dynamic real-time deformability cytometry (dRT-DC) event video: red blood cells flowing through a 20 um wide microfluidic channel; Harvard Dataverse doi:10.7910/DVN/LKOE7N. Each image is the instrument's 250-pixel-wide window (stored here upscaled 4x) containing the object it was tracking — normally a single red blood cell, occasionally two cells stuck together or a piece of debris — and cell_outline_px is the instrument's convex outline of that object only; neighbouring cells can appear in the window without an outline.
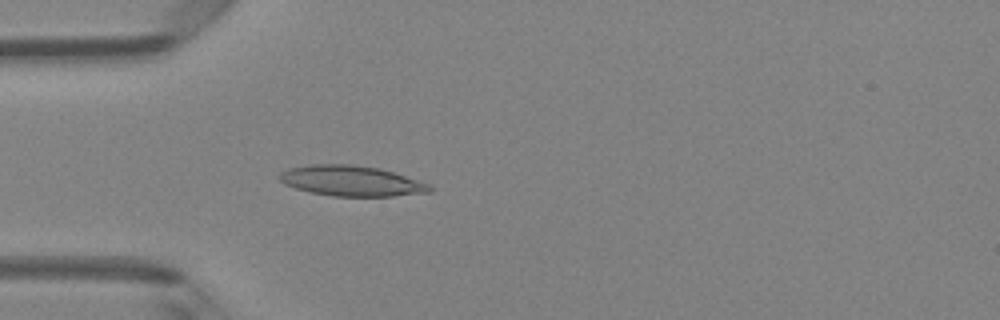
{"species": "Egyptian fruit bat (a non-hibernating species)", "species_latin": "Rousettus aegyptiacus", "temperature_condition": "room temperature", "stored_images_in_passage": 48, "camera_frame_rate_fps": 3000, "um_per_image_px": 0.085, "animal": {"sex": "female"}, "frame": {"image": 1, "passage_image": 13, "time_ms": 4.0, "image_size_px": [1000, 320], "cell_outline_px": [[432, 192], [392, 196], [332, 196], [312, 192], [296, 188], [284, 184], [280, 180], [280, 172], [288, 168], [308, 164], [352, 164], [380, 168], [428, 184], [432, 188]], "centroid_in_image_um": [29.83, 15.37], "position_along_channel_um": 55.2, "area_um2": 26.47}}
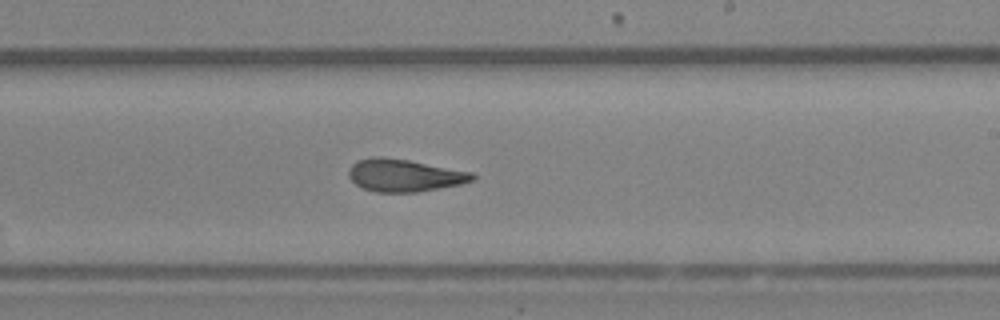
{"frame": {"image": 2, "passage_image": 28, "time_ms": 9.0, "image_size_px": [1000, 320], "cell_outline_px": [[476, 176], [472, 180], [460, 184], [416, 192], [376, 192], [364, 188], [356, 184], [348, 176], [348, 172], [352, 164], [356, 160], [372, 156], [384, 156], [408, 160], [472, 172]], "centroid_in_image_um": [34.32, 14.89], "position_along_channel_um": 254.7, "area_um2": 23.29}}
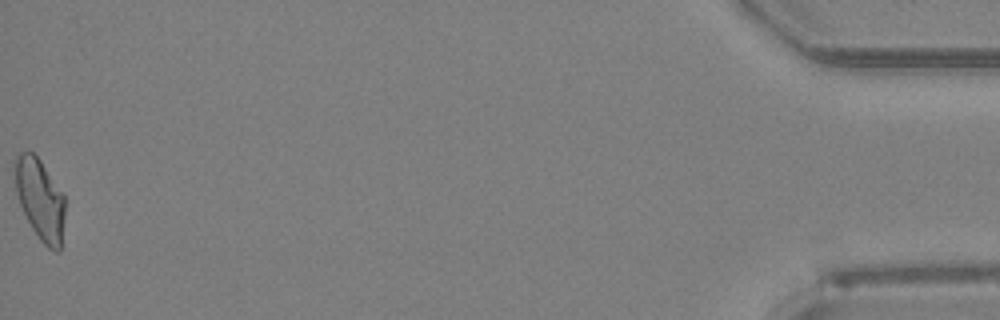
{"frame": {"image": 3, "passage_image": 48, "time_ms": 15.667, "image_size_px": [1000, 320], "cell_outline_px": [[64, 216], [60, 252], [56, 252], [48, 248], [40, 240], [32, 228], [20, 204], [16, 192], [16, 156], [20, 152], [32, 152], [40, 160], [64, 196]], "centroid_in_image_um": [3.42, 16.98], "position_along_channel_um": 431.8, "area_um2": 23.06}, "authors_computed_cell_mechanics": {"area_um2": 23.7558, "velocity_mm_per_s": 4.1332, "shape_relaxation_time_tau1_ms": 6.9768, "shape_relaxation_time_tau2_ms": 2.6094, "deformation_change_tau1": 0.191, "deformation_change_tau2": 0.1028}}